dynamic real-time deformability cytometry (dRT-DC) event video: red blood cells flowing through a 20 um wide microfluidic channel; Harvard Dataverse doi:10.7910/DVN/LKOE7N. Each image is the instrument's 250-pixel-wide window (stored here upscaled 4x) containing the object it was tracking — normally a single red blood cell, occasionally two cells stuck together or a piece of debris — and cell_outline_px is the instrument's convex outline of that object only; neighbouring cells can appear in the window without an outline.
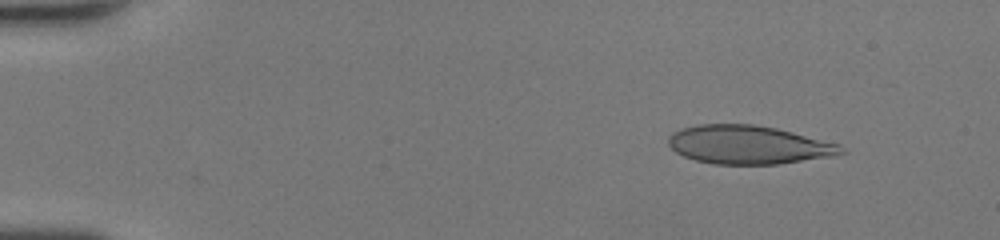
{"species": "human", "species_latin": "Homo sapiens", "temperature_condition": "room temperature", "stored_images_in_passage": 47, "camera_frame_rate_fps": 3000, "um_per_image_px": 0.085, "donor": {"sex": "female"}, "frame": {"image": 1, "passage_image": 6, "time_ms": 1.667, "image_size_px": [1000, 240], "cell_outline_px": [[848, 152], [832, 156], [780, 164], [712, 164], [696, 160], [684, 156], [676, 152], [668, 144], [668, 136], [672, 132], [680, 128], [696, 124], [752, 124], [776, 128], [840, 144]], "centroid_in_image_um": [63.61, 12.3], "position_along_channel_um": 21.4, "area_um2": 38.96}}
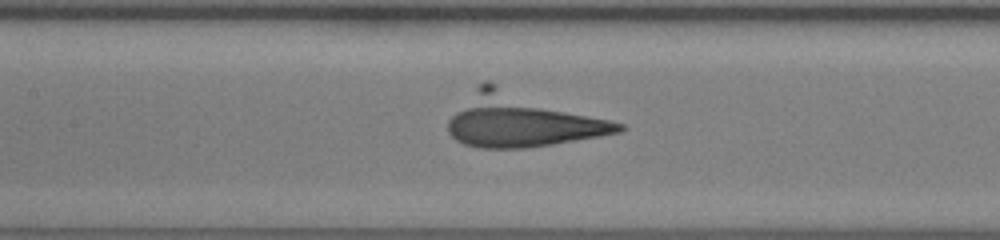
{"frame": {"image": 2, "passage_image": 23, "time_ms": 7.333, "image_size_px": [1000, 240], "cell_outline_px": [[628, 128], [620, 132], [600, 136], [552, 144], [524, 148], [480, 148], [464, 144], [456, 140], [448, 132], [448, 120], [480, 84], [484, 80], [488, 80], [624, 124]], "centroid_in_image_um": [44.37, 10.21], "position_along_channel_um": 163.0, "area_um2": 52.83}}
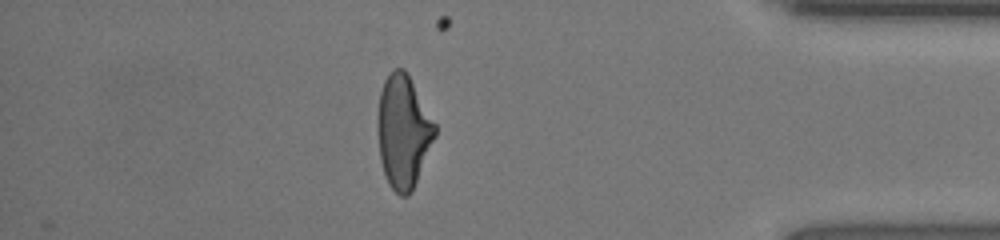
{"frame": {"image": 3, "passage_image": 41, "time_ms": 13.333, "image_size_px": [1000, 240], "cell_outline_px": [[436, 136], [412, 192], [408, 196], [400, 196], [388, 184], [384, 176], [380, 160], [376, 128], [376, 120], [380, 92], [384, 80], [392, 68], [404, 68], [436, 124]], "centroid_in_image_um": [34.25, 11.2], "position_along_channel_um": 400.9, "area_um2": 38.15}}